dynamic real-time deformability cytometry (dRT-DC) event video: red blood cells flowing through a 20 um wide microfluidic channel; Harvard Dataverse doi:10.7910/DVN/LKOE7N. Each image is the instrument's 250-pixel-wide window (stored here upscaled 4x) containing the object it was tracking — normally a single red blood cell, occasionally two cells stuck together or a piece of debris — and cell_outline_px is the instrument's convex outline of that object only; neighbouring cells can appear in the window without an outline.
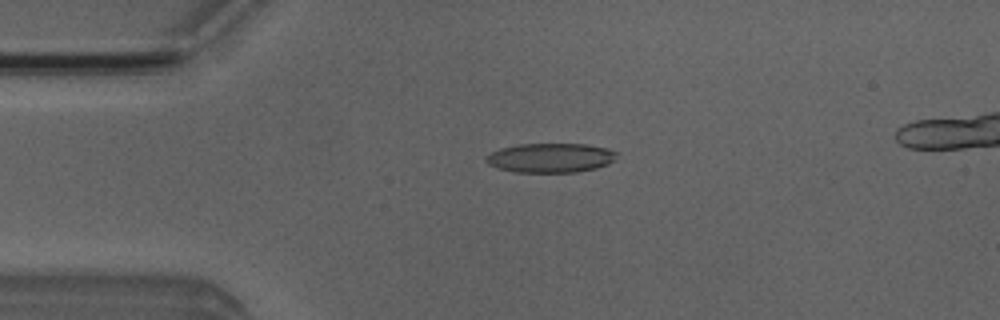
{"species": "Egyptian fruit bat (a non-hibernating species)", "species_latin": "Rousettus aegyptiacus", "temperature_condition": "room temperature", "stored_images_in_passage": 46, "camera_frame_rate_fps": 3000, "um_per_image_px": 0.085, "animal": {"sex": "male"}, "frame": {"image": 1, "passage_image": 8, "time_ms": 2.333, "image_size_px": [1000, 320], "cell_outline_px": [[620, 152], [608, 164], [596, 168], [576, 172], [516, 172], [500, 168], [488, 164], [488, 156], [492, 152], [500, 148], [516, 144], [588, 144], [608, 148]], "centroid_in_image_um": [46.85, 13.4], "position_along_channel_um": 38.1, "area_um2": 22.25}}
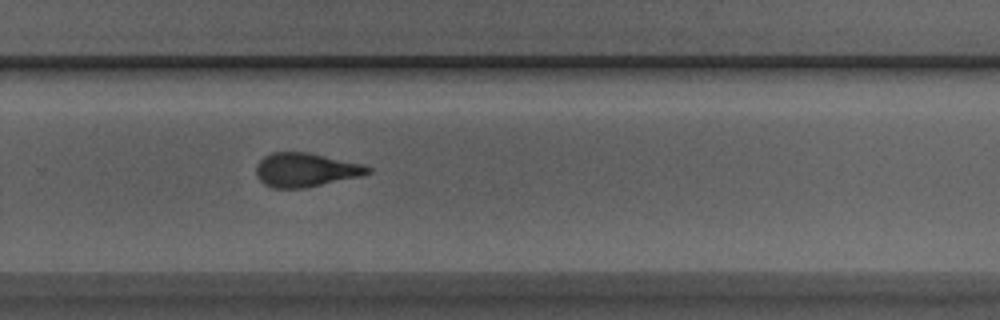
{"frame": {"image": 2, "passage_image": 30, "time_ms": 9.667, "image_size_px": [1000, 320], "cell_outline_px": [[372, 172], [360, 176], [304, 188], [272, 188], [264, 184], [256, 176], [256, 164], [264, 156], [272, 152], [308, 152], [364, 164], [372, 168]], "centroid_in_image_um": [25.97, 14.43], "position_along_channel_um": 303.8, "area_um2": 22.14}}
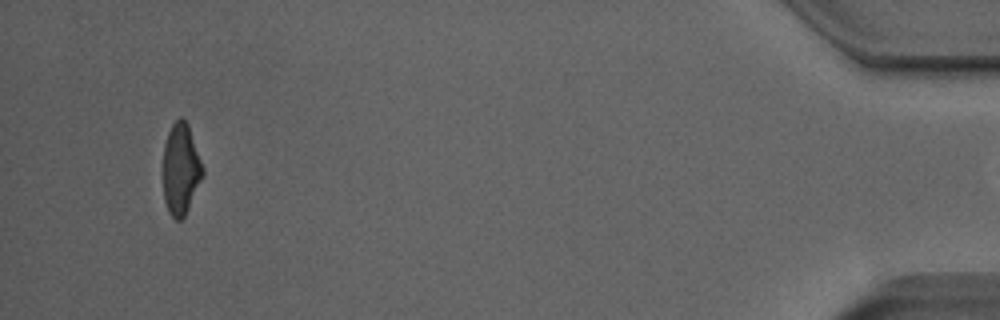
{"frame": {"image": 3, "passage_image": 45, "time_ms": 14.667, "image_size_px": [1000, 320], "cell_outline_px": [[204, 176], [184, 216], [180, 220], [176, 220], [168, 212], [164, 200], [164, 144], [168, 132], [172, 124], [180, 116], [188, 124], [204, 168]], "centroid_in_image_um": [15.38, 14.37], "position_along_channel_um": 419.8, "area_um2": 20.98}, "authors_computed_cell_mechanics": {"area_um2": 22.253, "velocity_mm_per_s": 3.998, "shape_relaxation_time_tau1_ms": 5.8021, "shape_relaxation_time_tau2_ms": 1.9684, "deformation_change_tau1": 0.1872, "deformation_change_tau2": 0.1147}}